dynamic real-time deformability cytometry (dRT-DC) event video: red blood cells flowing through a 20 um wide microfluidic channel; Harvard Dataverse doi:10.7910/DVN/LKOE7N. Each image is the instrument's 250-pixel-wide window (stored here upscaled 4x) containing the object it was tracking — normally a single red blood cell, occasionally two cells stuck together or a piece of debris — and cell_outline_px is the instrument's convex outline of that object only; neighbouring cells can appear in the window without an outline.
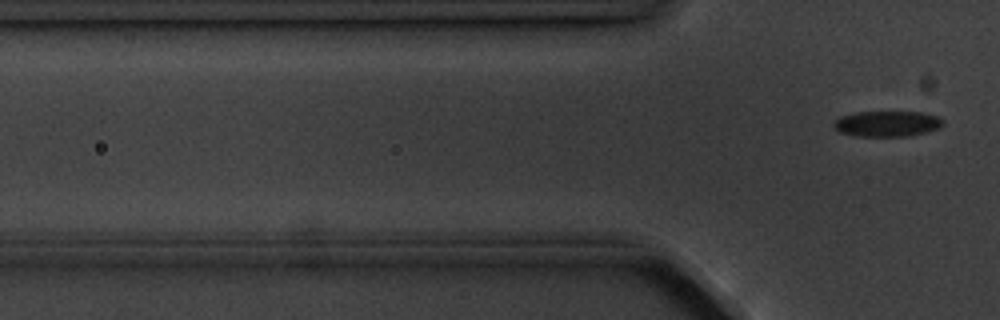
{"species": "common noctule bat (a hibernating species)", "species_latin": "Nyctalus noctula", "temperature_condition": "cold", "stored_images_in_passage": 6, "camera_frame_rate_fps": 3000, "um_per_image_px": 0.085, "animal": {"sex": "male", "body_mass_g": 20.1, "forearm_length_mm": 53.5}, "frame": {"image": 1, "passage_image": 6, "time_ms": 6.667, "image_size_px": [1000, 320], "cell_outline_px": [[944, 124], [940, 128], [908, 136], [856, 136], [840, 132], [832, 124], [840, 116], [856, 112], [924, 112], [936, 116], [944, 120]], "centroid_in_image_um": [75.42, 10.51], "position_along_channel_um": 50.4, "area_um2": 16.3}}